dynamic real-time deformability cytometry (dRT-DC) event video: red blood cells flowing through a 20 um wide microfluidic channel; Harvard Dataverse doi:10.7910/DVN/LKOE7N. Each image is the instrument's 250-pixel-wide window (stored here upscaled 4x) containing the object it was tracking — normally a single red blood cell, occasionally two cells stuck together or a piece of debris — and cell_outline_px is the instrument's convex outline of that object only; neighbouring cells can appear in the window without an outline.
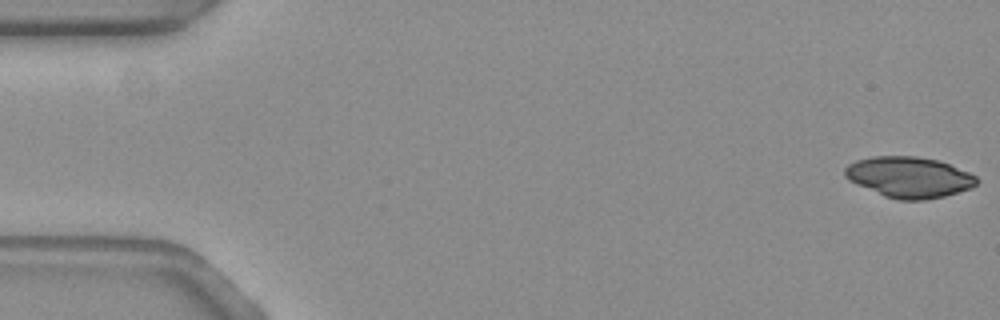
{"species": "common noctule bat (a hibernating species)", "species_latin": "Nyctalus noctula", "temperature_condition": "warm", "stored_images_in_passage": 36, "camera_frame_rate_fps": 3000, "um_per_image_px": 0.085, "animal": {"sex": "female", "body_mass_g": 19.3, "forearm_length_mm": 54.1}, "frame": {"image": 1, "passage_image": 1, "time_ms": 0.0, "image_size_px": [1000, 320], "cell_outline_px": [[980, 180], [972, 188], [944, 196], [924, 200], [900, 200], [884, 196], [856, 184], [848, 180], [844, 176], [844, 168], [848, 164], [856, 160], [872, 156], [916, 156], [936, 160], [948, 164], [968, 172], [976, 176]], "centroid_in_image_um": [77.25, 15.06], "position_along_channel_um": 7.8, "area_um2": 31.39}}